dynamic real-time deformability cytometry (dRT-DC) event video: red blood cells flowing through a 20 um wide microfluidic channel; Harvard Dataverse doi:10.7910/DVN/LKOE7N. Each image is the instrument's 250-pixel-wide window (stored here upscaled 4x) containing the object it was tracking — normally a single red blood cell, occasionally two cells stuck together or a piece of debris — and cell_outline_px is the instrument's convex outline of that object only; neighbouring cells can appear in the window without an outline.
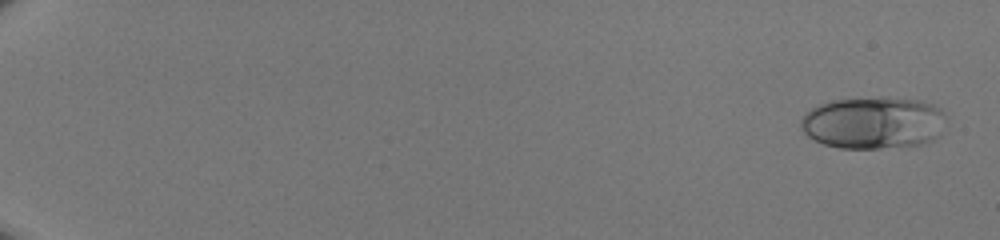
{"species": "human", "species_latin": "Homo sapiens", "temperature_condition": "room temperature", "stored_images_in_passage": 49, "camera_frame_rate_fps": 3000, "um_per_image_px": 0.085, "donor": {"sex": "male"}, "frame": {"image": 1, "passage_image": 1, "time_ms": 0.0, "image_size_px": [1000, 240], "cell_outline_px": [[944, 112], [940, 136], [932, 140], [920, 144], [880, 148], [840, 148], [824, 144], [808, 136], [800, 128], [800, 120], [812, 108], [820, 104], [832, 100], [880, 96], [888, 96], [920, 100], [932, 104], [940, 108]], "centroid_in_image_um": [74.23, 10.41], "position_along_channel_um": 10.8, "area_um2": 44.33}}
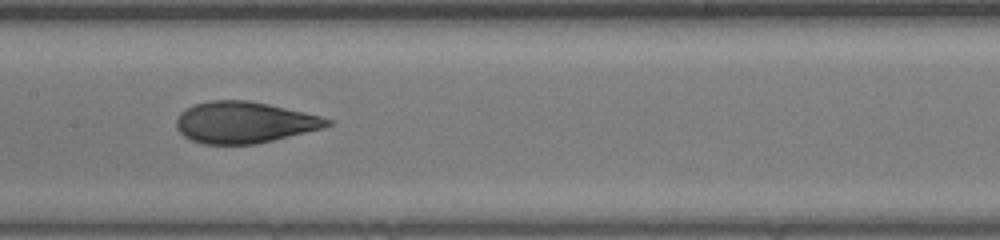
{"frame": {"image": 2, "passage_image": 28, "time_ms": 9.0, "image_size_px": [1000, 240], "cell_outline_px": [[336, 120], [332, 124], [320, 128], [256, 144], [204, 144], [192, 140], [184, 136], [176, 128], [176, 120], [180, 112], [192, 104], [212, 100], [248, 100], [268, 104], [304, 112]], "centroid_in_image_um": [20.73, 10.39], "position_along_channel_um": 186.7, "area_um2": 36.24}}
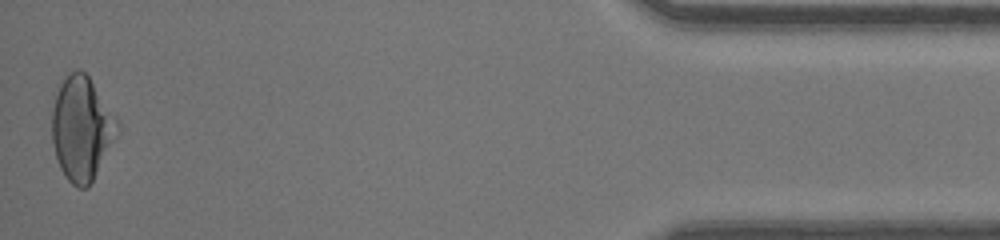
{"frame": {"image": 3, "passage_image": 49, "time_ms": 16.0, "image_size_px": [1000, 240], "cell_outline_px": [[120, 128], [88, 188], [80, 188], [72, 184], [64, 176], [60, 168], [56, 156], [52, 140], [52, 108], [60, 84], [72, 72], [80, 68], [88, 76], [120, 124]], "centroid_in_image_um": [6.93, 10.94], "position_along_channel_um": 428.3, "area_um2": 38.84}}